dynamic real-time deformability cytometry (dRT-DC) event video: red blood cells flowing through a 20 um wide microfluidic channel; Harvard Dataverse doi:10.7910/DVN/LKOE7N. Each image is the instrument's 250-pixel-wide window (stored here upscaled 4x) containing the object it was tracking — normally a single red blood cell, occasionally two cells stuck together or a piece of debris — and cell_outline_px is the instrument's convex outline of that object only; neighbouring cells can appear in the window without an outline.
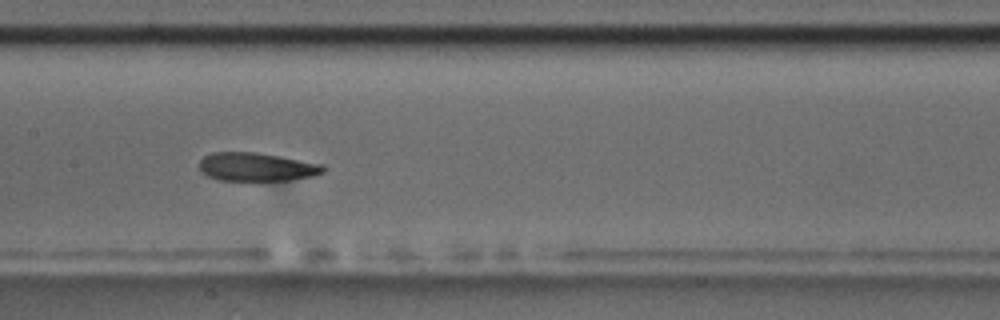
{"species": "common noctule bat (a hibernating species)", "species_latin": "Nyctalus noctula", "temperature_condition": "room temperature", "stored_images_in_passage": 24, "camera_frame_rate_fps": 3000, "um_per_image_px": 0.085, "animal": {"sex": "male", "body_mass_g": 17.5, "forearm_length_mm": 52.3}, "frame": {"image": 1, "passage_image": 14, "time_ms": 4.333, "image_size_px": [1000, 320], "cell_outline_px": [[324, 172], [312, 176], [288, 180], [220, 180], [208, 176], [200, 172], [200, 160], [204, 156], [212, 152], [256, 152], [324, 164]], "centroid_in_image_um": [21.8, 14.18], "position_along_channel_um": 185.6, "area_um2": 20.46}}
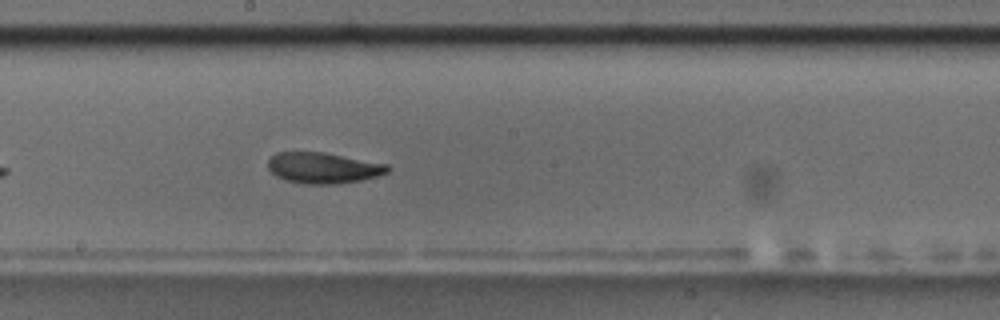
{"frame": {"image": 2, "passage_image": 17, "time_ms": 5.333, "image_size_px": [1000, 320], "cell_outline_px": [[392, 168], [388, 172], [376, 176], [360, 180], [336, 184], [304, 184], [284, 180], [276, 176], [268, 168], [268, 160], [276, 152], [324, 152], [388, 164]], "centroid_in_image_um": [27.47, 14.27], "position_along_channel_um": 220.7, "area_um2": 21.62}}
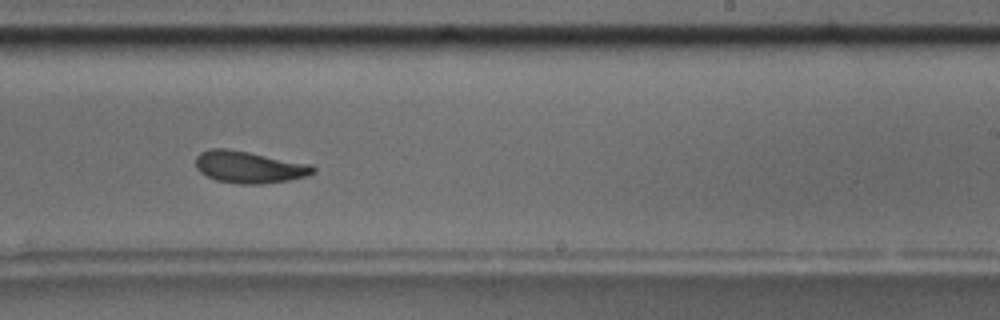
{"frame": {"image": 3, "passage_image": 21, "time_ms": 6.667, "image_size_px": [1000, 320], "cell_outline_px": [[316, 172], [308, 176], [288, 180], [260, 184], [236, 184], [216, 180], [200, 172], [196, 168], [196, 156], [200, 152], [212, 148], [228, 148], [312, 164], [316, 168]], "centroid_in_image_um": [21.19, 14.2], "position_along_channel_um": 267.8, "area_um2": 22.02}}